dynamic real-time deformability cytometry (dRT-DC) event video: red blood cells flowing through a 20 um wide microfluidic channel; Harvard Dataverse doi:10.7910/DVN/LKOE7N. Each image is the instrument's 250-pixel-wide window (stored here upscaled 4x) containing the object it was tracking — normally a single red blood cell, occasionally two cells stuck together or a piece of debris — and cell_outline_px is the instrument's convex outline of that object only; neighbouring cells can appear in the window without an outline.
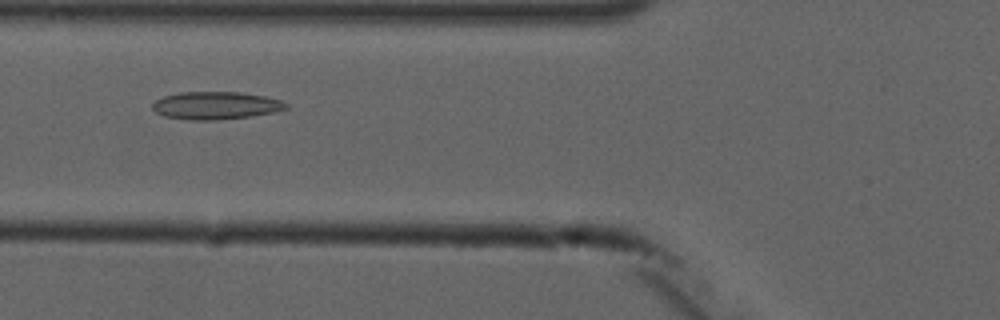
{"species": "common noctule bat (a hibernating species)", "species_latin": "Nyctalus noctula", "temperature_condition": "cold", "stored_images_in_passage": 10, "camera_frame_rate_fps": 3000, "um_per_image_px": 0.085, "animal": {"sex": "male", "forearm_length_mm": 52.5}, "frame": {"image": 1, "passage_image": 5, "time_ms": 6.0, "image_size_px": [1000, 320], "cell_outline_px": [[288, 108], [276, 112], [248, 116], [216, 120], [192, 120], [164, 116], [156, 112], [152, 108], [152, 104], [156, 100], [164, 96], [180, 92], [236, 92], [264, 96], [280, 100], [288, 104]], "centroid_in_image_um": [18.33, 8.97], "position_along_channel_um": 107.5, "area_um2": 21.39}}
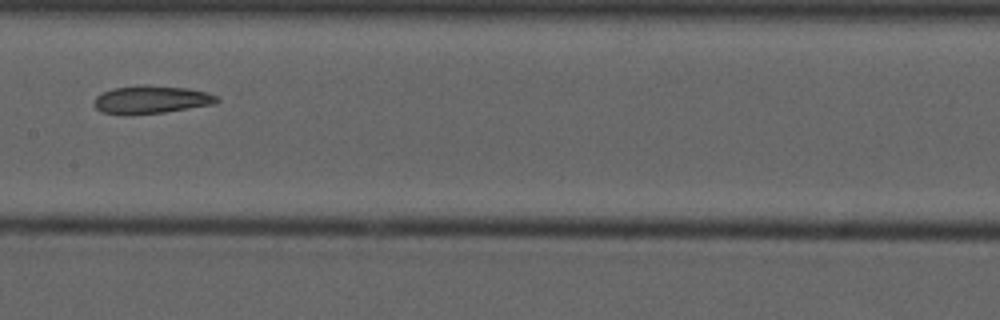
{"frame": {"image": 2, "passage_image": 7, "time_ms": 8.333, "image_size_px": [1000, 320], "cell_outline_px": [[220, 100], [216, 104], [164, 112], [100, 112], [92, 104], [92, 100], [96, 96], [112, 88], [140, 84], [148, 84], [184, 88], [204, 92], [216, 96]], "centroid_in_image_um": [12.85, 8.42], "position_along_channel_um": 194.5, "area_um2": 19.48}}
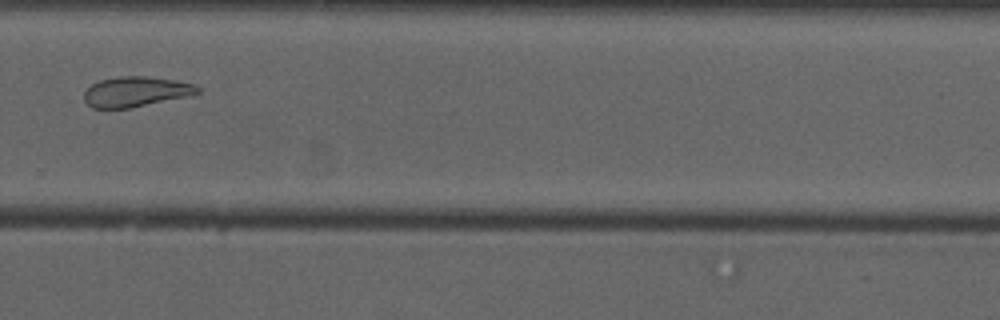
{"frame": {"image": 3, "passage_image": 10, "time_ms": 11.667, "image_size_px": [1000, 320], "cell_outline_px": [[200, 92], [192, 96], [128, 108], [92, 108], [84, 100], [84, 92], [92, 84], [100, 80], [120, 76], [144, 76], [176, 80], [192, 84], [200, 88]], "centroid_in_image_um": [11.57, 7.79], "position_along_channel_um": 318.2, "area_um2": 19.94}}